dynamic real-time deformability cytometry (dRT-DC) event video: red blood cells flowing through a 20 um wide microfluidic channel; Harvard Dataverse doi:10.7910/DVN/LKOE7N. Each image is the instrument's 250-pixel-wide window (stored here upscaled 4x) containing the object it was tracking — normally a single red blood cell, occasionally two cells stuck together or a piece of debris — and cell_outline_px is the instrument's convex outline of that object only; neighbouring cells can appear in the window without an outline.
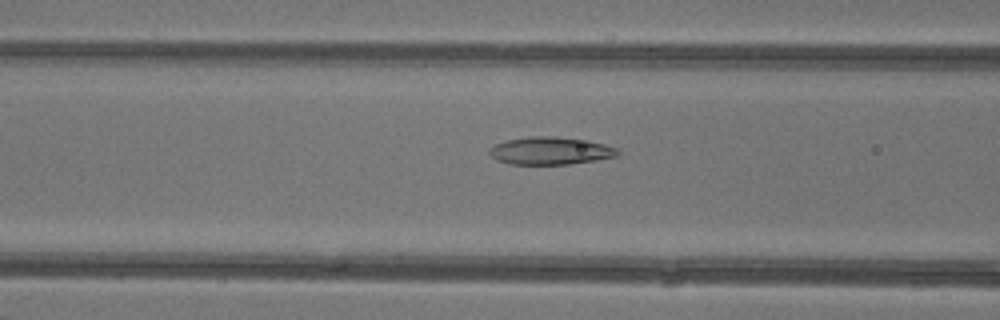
{"species": "common noctule bat (a hibernating species)", "species_latin": "Nyctalus noctula", "temperature_condition": "warm", "stored_images_in_passage": 38, "camera_frame_rate_fps": 3000, "um_per_image_px": 0.085, "animal": {"sex": "female"}, "frame": {"image": 1, "passage_image": 12, "time_ms": 3.667, "image_size_px": [1000, 320], "cell_outline_px": [[620, 152], [616, 156], [568, 164], [508, 164], [496, 160], [488, 152], [488, 148], [504, 140], [528, 136], [556, 136], [588, 140], [604, 144], [616, 148]], "centroid_in_image_um": [46.72, 12.8], "position_along_channel_um": 119.9, "area_um2": 20.69}}
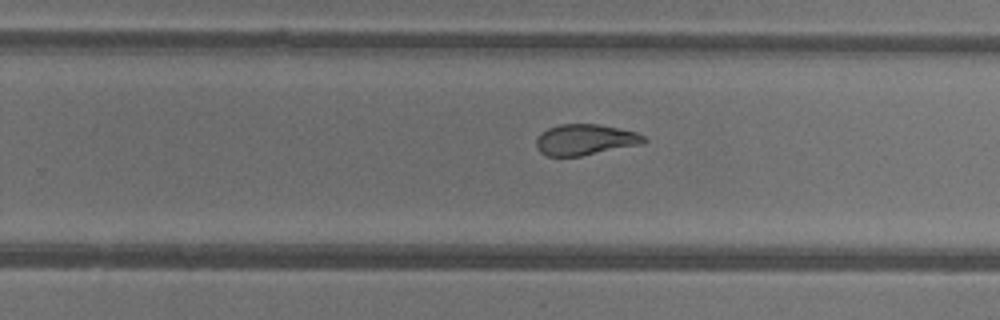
{"frame": {"image": 2, "passage_image": 23, "time_ms": 7.333, "image_size_px": [1000, 320], "cell_outline_px": [[648, 140], [644, 144], [580, 156], [548, 156], [540, 152], [536, 148], [536, 140], [540, 132], [548, 128], [560, 124], [600, 124], [620, 128], [636, 132], [644, 136]], "centroid_in_image_um": [49.75, 11.87], "position_along_channel_um": 280.0, "area_um2": 19.59}}
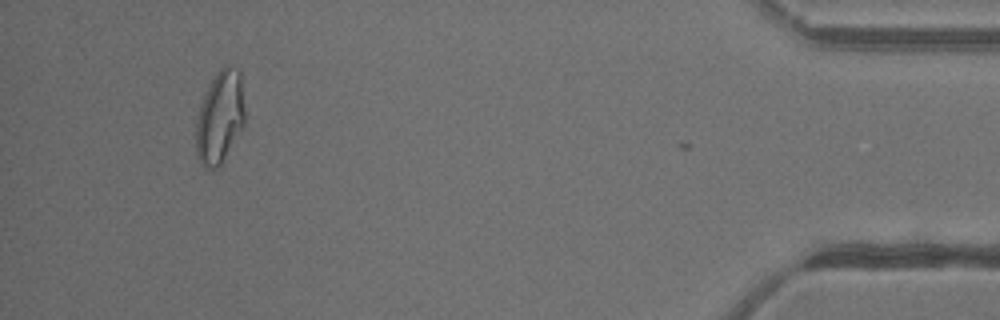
{"frame": {"image": 3, "passage_image": 37, "time_ms": 12.0, "image_size_px": [1000, 320], "cell_outline_px": [[244, 124], [220, 164], [216, 168], [204, 168], [200, 164], [196, 152], [196, 124], [200, 108], [204, 96], [216, 72], [224, 64], [228, 64], [236, 68], [240, 72], [244, 108]], "centroid_in_image_um": [18.68, 9.94], "position_along_channel_um": 416.5, "area_um2": 25.89}, "authors_computed_cell_mechanics": {"area_um2": 21.3282, "velocity_mm_per_s": 4.3791, "shape_relaxation_time_tau1_ms": null, "shape_relaxation_time_tau2_ms": 2.1948, "deformation_change_tau1": null, "deformation_change_tau2": 0.0861}}